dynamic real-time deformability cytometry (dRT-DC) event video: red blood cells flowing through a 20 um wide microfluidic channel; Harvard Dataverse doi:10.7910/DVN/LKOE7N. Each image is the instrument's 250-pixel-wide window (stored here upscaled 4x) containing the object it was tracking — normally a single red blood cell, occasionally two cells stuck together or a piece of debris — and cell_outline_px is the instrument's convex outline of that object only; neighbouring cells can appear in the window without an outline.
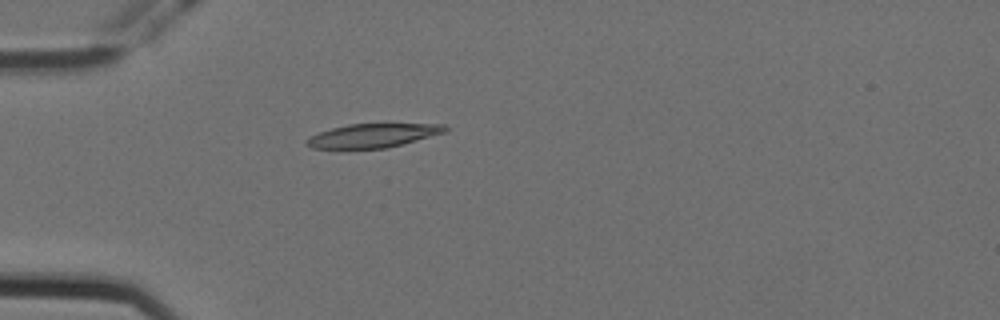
{"species": "Egyptian fruit bat (a non-hibernating species)", "species_latin": "Rousettus aegyptiacus", "temperature_condition": "cold", "stored_images_in_passage": 4, "camera_frame_rate_fps": 3000, "um_per_image_px": 0.085, "animal": {"sex": "female"}, "frame": {"image": 1, "passage_image": 4, "time_ms": 1.0, "image_size_px": [1000, 320], "cell_outline_px": [[448, 132], [388, 148], [312, 148], [304, 144], [304, 140], [320, 132], [332, 128], [348, 124], [444, 124], [448, 128]], "centroid_in_image_um": [31.73, 11.52], "position_along_channel_um": 53.3, "area_um2": 19.19}}